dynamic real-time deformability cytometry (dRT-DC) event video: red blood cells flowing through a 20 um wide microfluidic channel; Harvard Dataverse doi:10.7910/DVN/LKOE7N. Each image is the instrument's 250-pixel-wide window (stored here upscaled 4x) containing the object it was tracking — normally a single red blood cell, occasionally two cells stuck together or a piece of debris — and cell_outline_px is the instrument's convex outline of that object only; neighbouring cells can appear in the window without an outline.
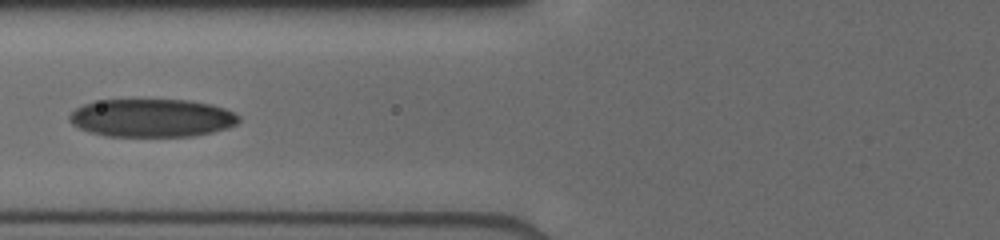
{"species": "human", "species_latin": "Homo sapiens", "temperature_condition": "cold", "stored_images_in_passage": 17, "camera_frame_rate_fps": 3000, "um_per_image_px": 0.085, "donor": {"sex": "male"}, "frame": {"image": 1, "passage_image": 7, "time_ms": 2.667, "image_size_px": [1000, 240], "cell_outline_px": [[240, 120], [236, 124], [228, 128], [212, 132], [192, 136], [108, 136], [88, 132], [72, 124], [68, 120], [68, 116], [76, 108], [84, 104], [104, 100], [188, 100], [212, 104], [224, 108], [240, 116]], "centroid_in_image_um": [12.91, 10.03], "position_along_channel_um": 112.9, "area_um2": 37.57}}
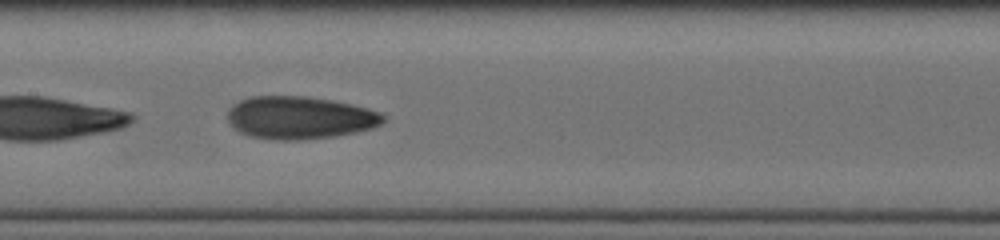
{"frame": {"image": 2, "passage_image": 12, "time_ms": 4.333, "image_size_px": [1000, 240], "cell_outline_px": [[384, 120], [380, 124], [372, 128], [356, 132], [336, 136], [300, 140], [276, 140], [252, 136], [240, 132], [228, 120], [228, 108], [232, 104], [240, 100], [252, 96], [308, 96], [332, 100], [352, 104], [368, 108], [380, 112], [384, 116]], "centroid_in_image_um": [25.48, 9.99], "position_along_channel_um": 181.9, "area_um2": 38.73}}
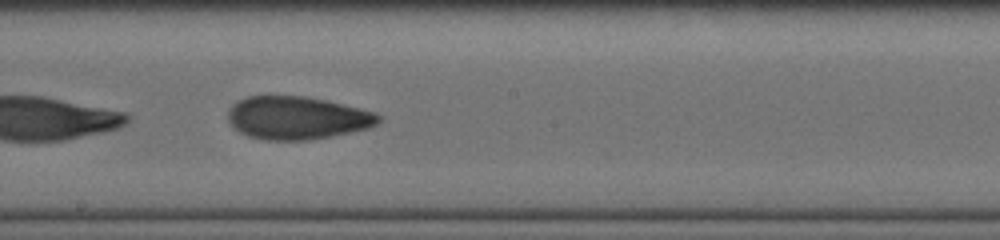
{"frame": {"image": 3, "passage_image": 14, "time_ms": 5.333, "image_size_px": [1000, 240], "cell_outline_px": [[380, 120], [376, 124], [368, 128], [308, 140], [264, 140], [248, 136], [240, 132], [228, 120], [228, 112], [232, 104], [248, 96], [304, 96], [328, 100], [376, 112], [380, 116]], "centroid_in_image_um": [25.25, 10.01], "position_along_channel_um": 223.0, "area_um2": 37.45}}